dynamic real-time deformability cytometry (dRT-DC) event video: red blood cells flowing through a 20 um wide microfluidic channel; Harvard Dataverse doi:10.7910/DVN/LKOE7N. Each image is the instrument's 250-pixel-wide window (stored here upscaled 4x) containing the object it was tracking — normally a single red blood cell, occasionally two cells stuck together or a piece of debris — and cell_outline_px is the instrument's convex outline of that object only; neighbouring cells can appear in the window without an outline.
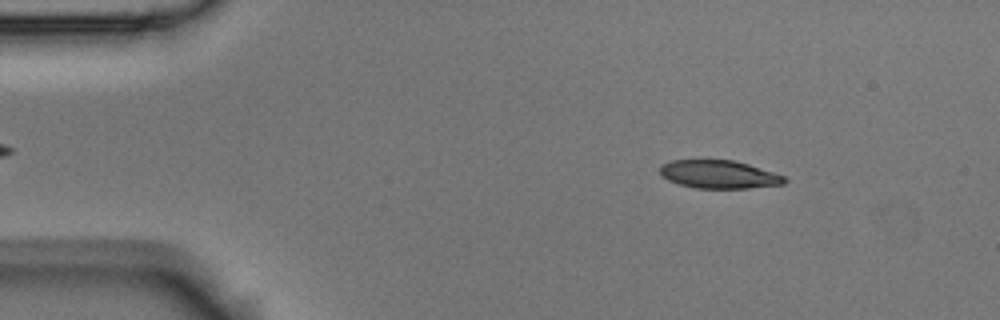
{"species": "Egyptian fruit bat (a non-hibernating species)", "species_latin": "Rousettus aegyptiacus", "temperature_condition": "room temperature", "stored_images_in_passage": 4, "camera_frame_rate_fps": 3000, "um_per_image_px": 0.085, "animal": {"sex": "male"}, "frame": {"image": 1, "passage_image": 2, "time_ms": 0.333, "image_size_px": [1000, 320], "cell_outline_px": [[788, 180], [784, 184], [748, 188], [696, 188], [680, 184], [668, 180], [660, 176], [660, 164], [672, 160], [732, 160], [748, 164], [784, 176]], "centroid_in_image_um": [61.08, 14.82], "position_along_channel_um": 23.9, "area_um2": 20.35}}
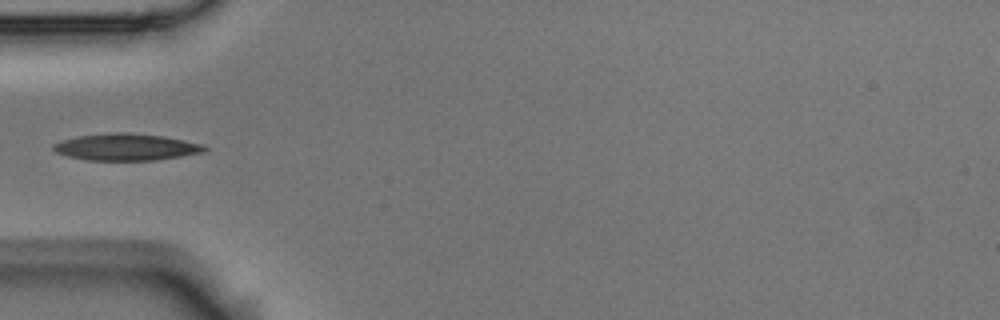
{"frame": {"image": 2, "passage_image": 4, "time_ms": 1.0, "image_size_px": [1000, 320], "cell_outline_px": [[208, 148], [204, 152], [156, 160], [88, 160], [68, 156], [56, 152], [52, 148], [52, 144], [76, 136], [116, 132], [124, 132], [164, 136], [204, 144]], "centroid_in_image_um": [10.74, 12.49], "position_along_channel_um": 74.3, "area_um2": 23.52}}